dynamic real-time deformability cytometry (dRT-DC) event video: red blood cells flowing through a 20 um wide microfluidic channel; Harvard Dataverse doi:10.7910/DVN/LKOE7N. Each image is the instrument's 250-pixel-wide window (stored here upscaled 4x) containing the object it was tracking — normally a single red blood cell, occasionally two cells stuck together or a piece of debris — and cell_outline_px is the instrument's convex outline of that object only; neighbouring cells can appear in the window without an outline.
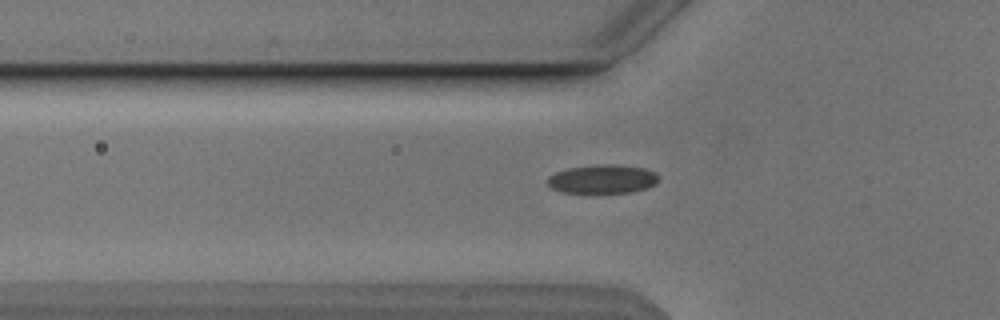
{"species": "Egyptian fruit bat (a non-hibernating species)", "species_latin": "Rousettus aegyptiacus", "temperature_condition": "cold", "stored_images_in_passage": 40, "camera_frame_rate_fps": 3000, "um_per_image_px": 0.085, "animal": {"sex": "male"}, "frame": {"image": 1, "passage_image": 5, "time_ms": 1.333, "image_size_px": [1000, 320], "cell_outline_px": [[656, 184], [648, 188], [632, 192], [592, 196], [560, 192], [552, 188], [548, 184], [548, 176], [556, 172], [568, 168], [596, 164], [612, 164], [644, 168], [656, 172]], "centroid_in_image_um": [51.17, 15.28], "position_along_channel_um": 74.6, "area_um2": 19.54}}
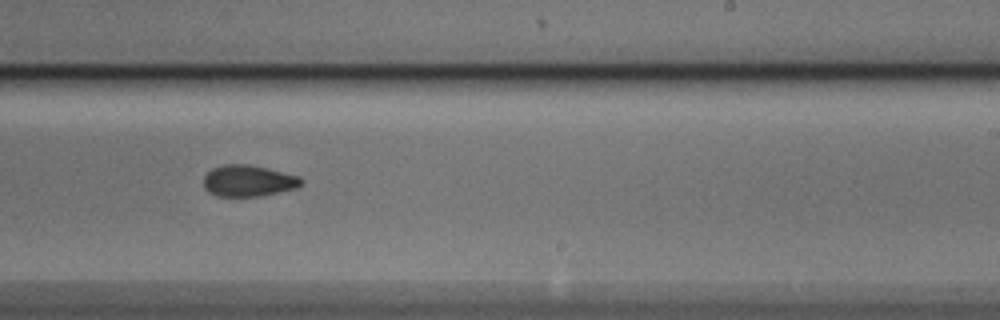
{"frame": {"image": 2, "passage_image": 20, "time_ms": 6.333, "image_size_px": [1000, 320], "cell_outline_px": [[304, 184], [296, 188], [260, 196], [216, 196], [208, 192], [204, 188], [204, 176], [212, 168], [224, 164], [248, 164], [300, 176], [304, 180]], "centroid_in_image_um": [21.11, 15.37], "position_along_channel_um": 267.9, "area_um2": 17.92}}
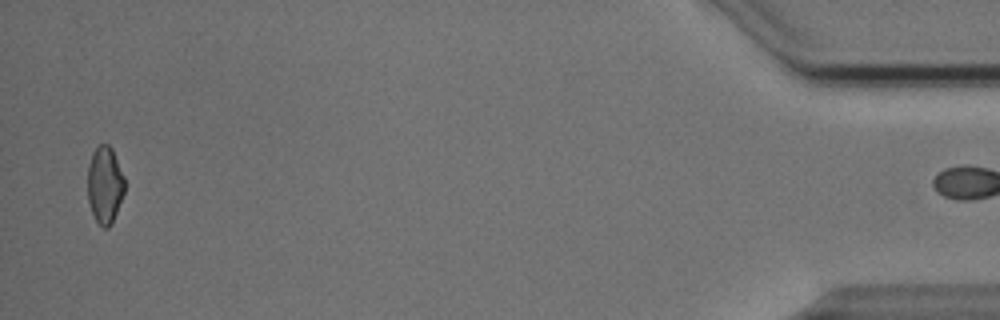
{"frame": {"image": 3, "passage_image": 39, "time_ms": 12.667, "image_size_px": [1000, 320], "cell_outline_px": [[124, 192], [112, 224], [108, 228], [104, 228], [96, 220], [92, 212], [88, 200], [88, 168], [92, 152], [100, 144], [108, 144], [112, 148], [124, 176]], "centroid_in_image_um": [8.91, 15.71], "position_along_channel_um": 426.3, "area_um2": 16.53}}